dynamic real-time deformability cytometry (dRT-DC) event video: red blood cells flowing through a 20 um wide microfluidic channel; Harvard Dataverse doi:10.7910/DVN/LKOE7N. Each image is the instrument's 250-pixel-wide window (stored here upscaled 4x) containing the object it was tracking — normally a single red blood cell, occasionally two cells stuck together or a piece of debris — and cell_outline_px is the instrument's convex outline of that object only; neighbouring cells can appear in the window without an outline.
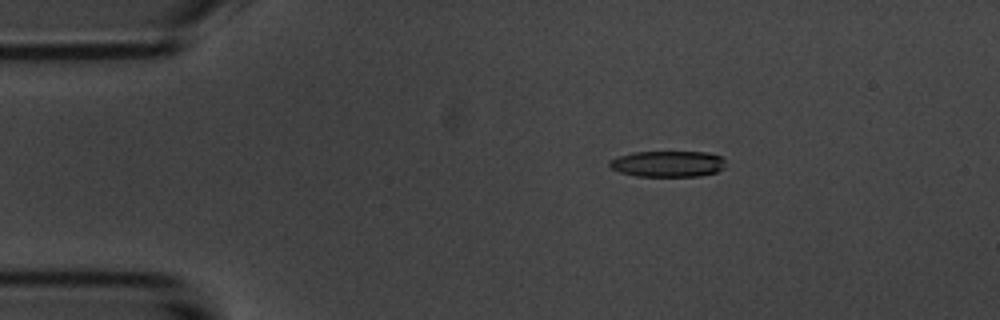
{"species": "common noctule bat (a hibernating species)", "species_latin": "Nyctalus noctula", "temperature_condition": "room temperature", "stored_images_in_passage": 4, "camera_frame_rate_fps": 3000, "um_per_image_px": 0.085, "animal": {"sex": "male", "body_mass_g": 20.1, "forearm_length_mm": 53.5}, "frame": {"image": 1, "passage_image": 2, "time_ms": 1.333, "image_size_px": [1000, 320], "cell_outline_px": [[724, 168], [716, 172], [700, 176], [636, 176], [620, 172], [612, 168], [608, 164], [608, 160], [632, 152], [708, 152], [720, 156], [724, 160]], "centroid_in_image_um": [56.76, 13.92], "position_along_channel_um": 28.2, "area_um2": 17.63}}